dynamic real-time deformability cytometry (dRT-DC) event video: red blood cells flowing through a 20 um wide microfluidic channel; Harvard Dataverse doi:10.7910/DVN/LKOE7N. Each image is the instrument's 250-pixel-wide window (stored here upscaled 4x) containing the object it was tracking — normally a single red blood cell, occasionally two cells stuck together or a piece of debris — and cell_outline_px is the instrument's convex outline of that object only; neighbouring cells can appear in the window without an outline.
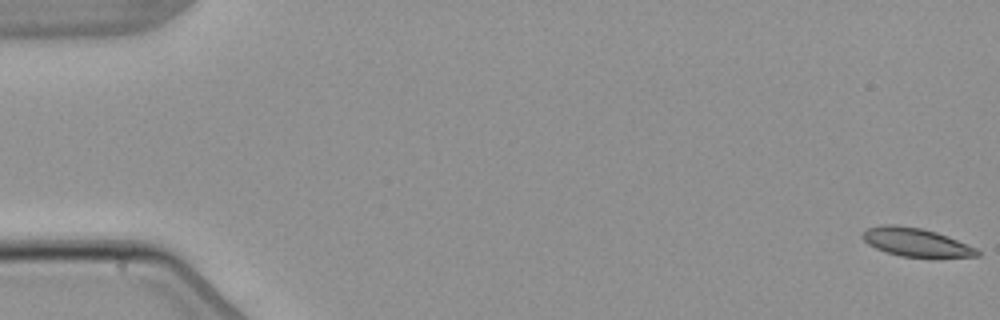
{"species": "common noctule bat (a hibernating species)", "species_latin": "Nyctalus noctula", "temperature_condition": "warm", "stored_images_in_passage": 7, "camera_frame_rate_fps": 3000, "um_per_image_px": 0.085, "animal": {"sex": "male", "body_mass_g": 21.5, "forearm_length_mm": 52.0}, "frame": {"image": 1, "passage_image": 1, "time_ms": 0.0, "image_size_px": [1000, 320], "cell_outline_px": [[980, 256], [900, 256], [876, 248], [868, 244], [860, 236], [868, 228], [888, 224], [892, 224], [920, 228], [936, 232], [948, 236], [976, 248], [980, 252]], "centroid_in_image_um": [77.83, 20.57], "position_along_channel_um": 7.2, "area_um2": 18.44}}
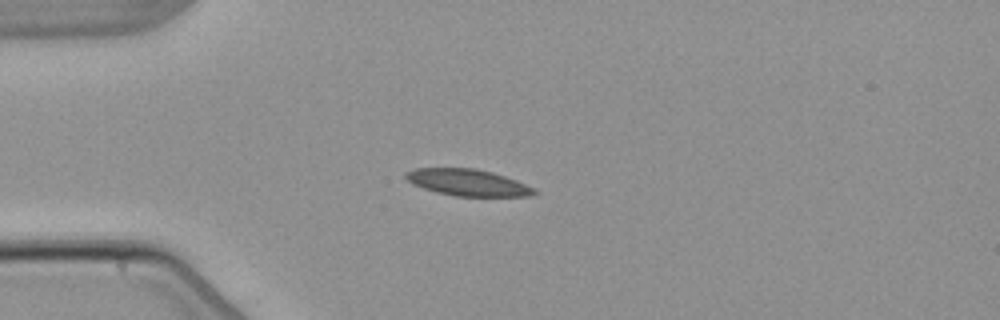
{"frame": {"image": 2, "passage_image": 4, "time_ms": 4.667, "image_size_px": [1000, 320], "cell_outline_px": [[540, 192], [528, 196], [456, 196], [436, 192], [412, 184], [404, 176], [404, 172], [416, 168], [476, 168], [492, 172], [516, 180], [536, 188]], "centroid_in_image_um": [39.77, 15.51], "position_along_channel_um": 45.2, "area_um2": 20.0}}